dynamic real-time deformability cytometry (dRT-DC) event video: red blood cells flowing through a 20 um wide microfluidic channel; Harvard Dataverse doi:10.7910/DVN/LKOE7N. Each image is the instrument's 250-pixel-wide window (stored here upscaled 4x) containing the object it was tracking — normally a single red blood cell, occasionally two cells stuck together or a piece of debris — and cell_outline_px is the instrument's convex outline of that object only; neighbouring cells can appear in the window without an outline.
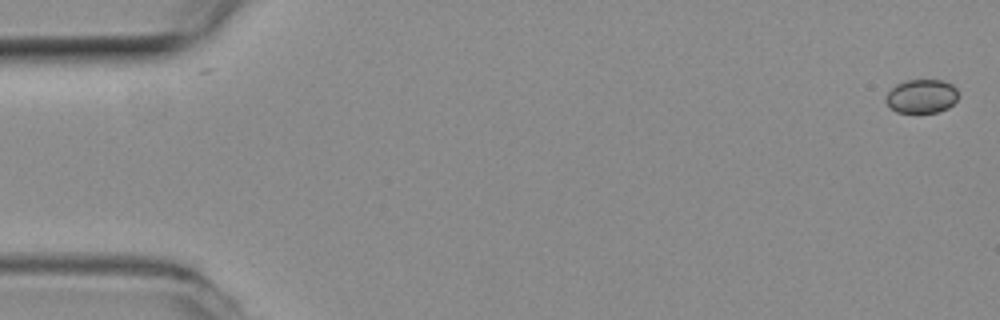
{"species": "common noctule bat (a hibernating species)", "species_latin": "Nyctalus noctula", "temperature_condition": "room temperature", "stored_images_in_passage": 12, "camera_frame_rate_fps": 3000, "um_per_image_px": 0.085, "animal": {"sex": "female", "body_mass_g": 19.3, "forearm_length_mm": 54.1}, "frame": {"image": 1, "passage_image": 1, "time_ms": 0.0, "image_size_px": [1000, 320], "cell_outline_px": [[960, 96], [948, 108], [936, 112], [896, 112], [884, 100], [888, 92], [896, 84], [908, 80], [940, 80], [952, 84], [956, 88]], "centroid_in_image_um": [78.35, 8.17], "position_along_channel_um": 6.6, "area_um2": 14.22}}